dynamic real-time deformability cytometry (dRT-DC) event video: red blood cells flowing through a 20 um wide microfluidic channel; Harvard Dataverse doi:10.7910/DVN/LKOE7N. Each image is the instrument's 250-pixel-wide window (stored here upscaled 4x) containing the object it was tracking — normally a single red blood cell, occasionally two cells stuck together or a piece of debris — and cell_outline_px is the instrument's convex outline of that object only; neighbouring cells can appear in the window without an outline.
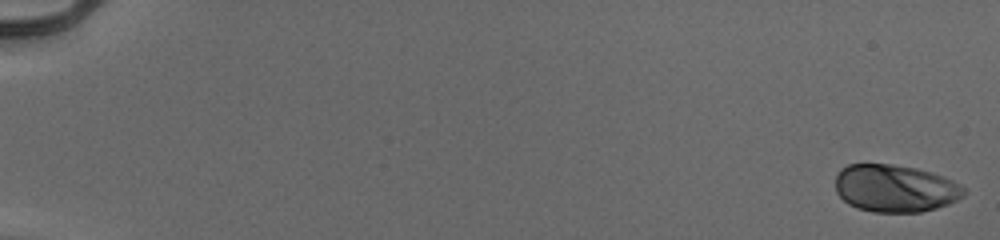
{"species": "human", "species_latin": "Homo sapiens", "temperature_condition": "cold", "stored_images_in_passage": 55, "camera_frame_rate_fps": 3000, "um_per_image_px": 0.085, "donor": {"sex": "male"}, "frame": {"image": 1, "passage_image": 1, "time_ms": 0.0, "image_size_px": [1000, 240], "cell_outline_px": [[968, 192], [964, 196], [948, 204], [936, 208], [920, 212], [872, 212], [856, 208], [848, 204], [836, 192], [836, 176], [840, 168], [848, 164], [892, 164], [916, 168], [932, 172], [944, 176], [960, 184]], "centroid_in_image_um": [76.09, 16.01], "position_along_channel_um": 8.9, "area_um2": 35.84}}
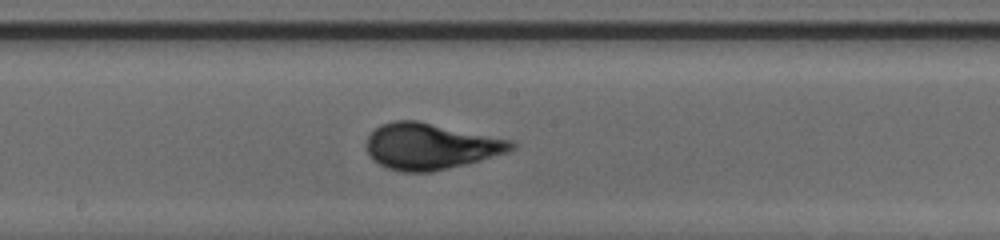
{"frame": {"image": 2, "passage_image": 32, "time_ms": 10.333, "image_size_px": [1000, 240], "cell_outline_px": [[516, 148], [508, 152], [480, 160], [448, 168], [428, 172], [400, 172], [388, 168], [372, 160], [368, 152], [368, 136], [380, 124], [392, 120], [416, 120], [512, 140], [516, 144]], "centroid_in_image_um": [36.59, 12.43], "position_along_channel_um": 211.6, "area_um2": 38.78}}
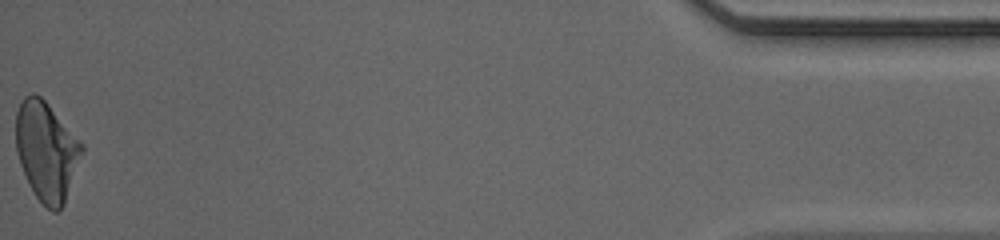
{"frame": {"image": 3, "passage_image": 55, "time_ms": 18.0, "image_size_px": [1000, 240], "cell_outline_px": [[84, 148], [64, 204], [56, 212], [52, 212], [36, 196], [28, 184], [20, 164], [16, 152], [16, 112], [24, 96], [32, 92], [40, 96], [48, 104], [84, 144]], "centroid_in_image_um": [3.94, 12.83], "position_along_channel_um": 431.3, "area_um2": 37.86}, "authors_computed_cell_mechanics": {"area_um2": 37.0498, "velocity_mm_per_s": 3.9395, "shape_relaxation_time_tau1_ms": 3.8872, "shape_relaxation_time_tau2_ms": null, "deformation_change_tau1": 0.1499, "deformation_change_tau2": null}}